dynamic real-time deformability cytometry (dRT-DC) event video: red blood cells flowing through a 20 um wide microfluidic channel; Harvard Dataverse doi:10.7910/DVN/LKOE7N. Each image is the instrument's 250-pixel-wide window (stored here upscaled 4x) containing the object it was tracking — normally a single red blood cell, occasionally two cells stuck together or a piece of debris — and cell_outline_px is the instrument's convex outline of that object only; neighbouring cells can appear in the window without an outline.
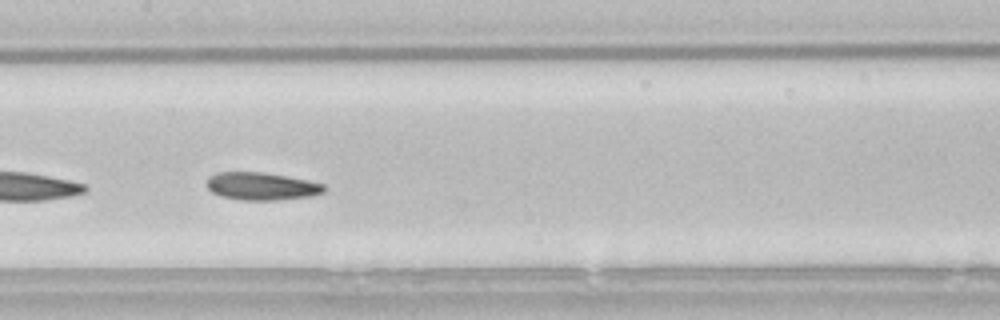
{"species": "common noctule bat (a hibernating species)", "species_latin": "Nyctalus noctula", "temperature_condition": "room temperature", "stored_images_in_passage": 41, "camera_frame_rate_fps": 3000, "um_per_image_px": 0.085, "animal": {"sex": "male", "body_mass_g": 21.5, "forearm_length_mm": 52.0}, "frame": {"image": 1, "passage_image": 24, "time_ms": 7.667, "image_size_px": [1000, 320], "cell_outline_px": [[328, 188], [324, 192], [312, 196], [276, 200], [244, 200], [220, 196], [212, 192], [208, 188], [208, 176], [216, 172], [264, 172], [308, 180], [324, 184]], "centroid_in_image_um": [22.26, 15.83], "position_along_channel_um": 185.1, "area_um2": 19.02}, "authors_computed_cell_mechanics": {"area_um2": 19.1318, "velocity_mm_per_s": 3.7842, "shape_relaxation_time_tau1_ms": 7.0489, "shape_relaxation_time_tau2_ms": 4.2752, "deformation_change_tau1": 0.1516, "deformation_change_tau2": 0.0936}}